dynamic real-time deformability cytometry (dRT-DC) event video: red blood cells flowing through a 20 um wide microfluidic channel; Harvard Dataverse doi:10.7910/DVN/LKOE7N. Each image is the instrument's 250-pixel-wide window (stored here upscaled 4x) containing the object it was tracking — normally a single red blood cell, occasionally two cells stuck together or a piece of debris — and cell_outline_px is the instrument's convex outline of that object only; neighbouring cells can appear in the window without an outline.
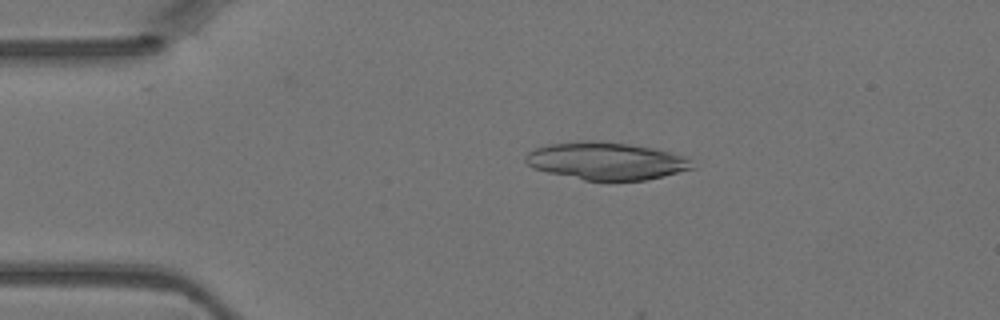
{"species": "Egyptian fruit bat (a non-hibernating species)", "species_latin": "Rousettus aegyptiacus", "temperature_condition": "warm", "stored_images_in_passage": 7, "camera_frame_rate_fps": 3000, "um_per_image_px": 0.085, "animal": {"sex": "female"}, "frame": {"image": 1, "passage_image": 4, "time_ms": 1.0, "image_size_px": [1000, 320], "cell_outline_px": [[696, 168], [644, 180], [584, 180], [548, 172], [532, 168], [524, 160], [524, 156], [528, 152], [536, 148], [548, 144], [580, 140], [600, 140], [656, 148], [684, 156]], "centroid_in_image_um": [51.49, 13.66], "position_along_channel_um": 33.5, "area_um2": 36.41}}